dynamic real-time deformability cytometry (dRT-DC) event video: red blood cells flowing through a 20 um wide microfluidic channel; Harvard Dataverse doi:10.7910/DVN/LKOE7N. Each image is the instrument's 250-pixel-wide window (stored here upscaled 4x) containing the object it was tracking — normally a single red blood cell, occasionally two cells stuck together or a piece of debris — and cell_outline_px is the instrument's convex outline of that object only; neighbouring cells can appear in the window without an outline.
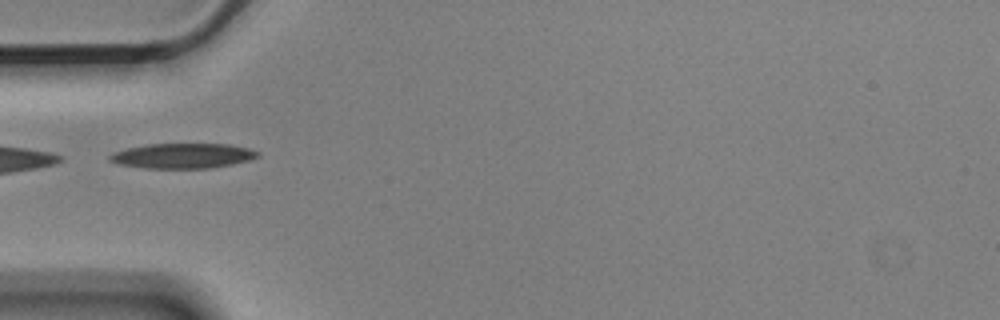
{"species": "Egyptian fruit bat (a non-hibernating species)", "species_latin": "Rousettus aegyptiacus", "temperature_condition": "cold", "stored_images_in_passage": 6, "camera_frame_rate_fps": 3000, "um_per_image_px": 0.085, "animal": {"sex": "male"}, "frame": {"image": 1, "passage_image": 5, "time_ms": 1.333, "image_size_px": [1000, 320], "cell_outline_px": [[260, 156], [248, 160], [232, 164], [208, 168], [144, 168], [116, 164], [108, 160], [108, 156], [112, 152], [128, 148], [148, 144], [228, 144], [248, 148], [260, 152]], "centroid_in_image_um": [15.49, 13.24], "position_along_channel_um": 69.5, "area_um2": 21.62}}
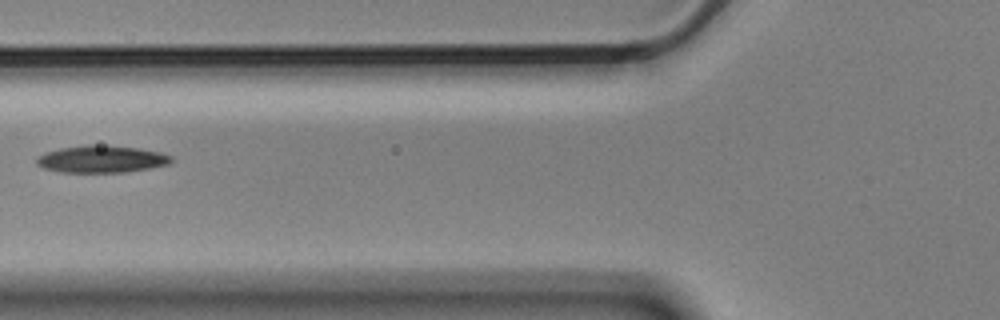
{"frame": {"image": 2, "passage_image": 6, "time_ms": 1.667, "image_size_px": [1000, 320], "cell_outline_px": [[172, 160], [168, 164], [148, 168], [124, 172], [60, 172], [44, 168], [36, 164], [36, 160], [40, 156], [48, 152], [60, 148], [88, 144], [136, 148], [160, 152], [172, 156]], "centroid_in_image_um": [8.62, 13.53], "position_along_channel_um": 117.2, "area_um2": 20.92}}